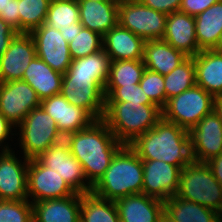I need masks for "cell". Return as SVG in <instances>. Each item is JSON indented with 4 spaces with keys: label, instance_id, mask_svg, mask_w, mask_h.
<instances>
[{
    "label": "cell",
    "instance_id": "26",
    "mask_svg": "<svg viewBox=\"0 0 222 222\" xmlns=\"http://www.w3.org/2000/svg\"><path fill=\"white\" fill-rule=\"evenodd\" d=\"M187 57L182 51L175 49L162 39L148 40L144 45L145 67L163 76L169 74Z\"/></svg>",
    "mask_w": 222,
    "mask_h": 222
},
{
    "label": "cell",
    "instance_id": "49",
    "mask_svg": "<svg viewBox=\"0 0 222 222\" xmlns=\"http://www.w3.org/2000/svg\"><path fill=\"white\" fill-rule=\"evenodd\" d=\"M159 222H173L170 218H168L165 214L161 217Z\"/></svg>",
    "mask_w": 222,
    "mask_h": 222
},
{
    "label": "cell",
    "instance_id": "4",
    "mask_svg": "<svg viewBox=\"0 0 222 222\" xmlns=\"http://www.w3.org/2000/svg\"><path fill=\"white\" fill-rule=\"evenodd\" d=\"M162 118L157 105L134 102H105L103 120L123 145L131 144L138 136L151 130Z\"/></svg>",
    "mask_w": 222,
    "mask_h": 222
},
{
    "label": "cell",
    "instance_id": "17",
    "mask_svg": "<svg viewBox=\"0 0 222 222\" xmlns=\"http://www.w3.org/2000/svg\"><path fill=\"white\" fill-rule=\"evenodd\" d=\"M36 56L34 39L29 33H17L0 57V80H22L24 71Z\"/></svg>",
    "mask_w": 222,
    "mask_h": 222
},
{
    "label": "cell",
    "instance_id": "15",
    "mask_svg": "<svg viewBox=\"0 0 222 222\" xmlns=\"http://www.w3.org/2000/svg\"><path fill=\"white\" fill-rule=\"evenodd\" d=\"M18 159L15 151L0 153V200H28L27 171L29 159Z\"/></svg>",
    "mask_w": 222,
    "mask_h": 222
},
{
    "label": "cell",
    "instance_id": "38",
    "mask_svg": "<svg viewBox=\"0 0 222 222\" xmlns=\"http://www.w3.org/2000/svg\"><path fill=\"white\" fill-rule=\"evenodd\" d=\"M139 85L153 104L161 109L165 107L166 94L163 75L146 68Z\"/></svg>",
    "mask_w": 222,
    "mask_h": 222
},
{
    "label": "cell",
    "instance_id": "46",
    "mask_svg": "<svg viewBox=\"0 0 222 222\" xmlns=\"http://www.w3.org/2000/svg\"><path fill=\"white\" fill-rule=\"evenodd\" d=\"M214 111L218 115L222 123V96L215 97L214 99Z\"/></svg>",
    "mask_w": 222,
    "mask_h": 222
},
{
    "label": "cell",
    "instance_id": "10",
    "mask_svg": "<svg viewBox=\"0 0 222 222\" xmlns=\"http://www.w3.org/2000/svg\"><path fill=\"white\" fill-rule=\"evenodd\" d=\"M36 91L24 80L2 82L0 87V113L16 128L25 116L40 107Z\"/></svg>",
    "mask_w": 222,
    "mask_h": 222
},
{
    "label": "cell",
    "instance_id": "43",
    "mask_svg": "<svg viewBox=\"0 0 222 222\" xmlns=\"http://www.w3.org/2000/svg\"><path fill=\"white\" fill-rule=\"evenodd\" d=\"M18 32L0 18V57L8 49L10 41Z\"/></svg>",
    "mask_w": 222,
    "mask_h": 222
},
{
    "label": "cell",
    "instance_id": "31",
    "mask_svg": "<svg viewBox=\"0 0 222 222\" xmlns=\"http://www.w3.org/2000/svg\"><path fill=\"white\" fill-rule=\"evenodd\" d=\"M196 85V69L193 57H187L169 74L164 76L167 100Z\"/></svg>",
    "mask_w": 222,
    "mask_h": 222
},
{
    "label": "cell",
    "instance_id": "30",
    "mask_svg": "<svg viewBox=\"0 0 222 222\" xmlns=\"http://www.w3.org/2000/svg\"><path fill=\"white\" fill-rule=\"evenodd\" d=\"M80 222H120L115 201L92 192L81 194Z\"/></svg>",
    "mask_w": 222,
    "mask_h": 222
},
{
    "label": "cell",
    "instance_id": "20",
    "mask_svg": "<svg viewBox=\"0 0 222 222\" xmlns=\"http://www.w3.org/2000/svg\"><path fill=\"white\" fill-rule=\"evenodd\" d=\"M145 40L119 23L103 36V50L110 61L143 60Z\"/></svg>",
    "mask_w": 222,
    "mask_h": 222
},
{
    "label": "cell",
    "instance_id": "25",
    "mask_svg": "<svg viewBox=\"0 0 222 222\" xmlns=\"http://www.w3.org/2000/svg\"><path fill=\"white\" fill-rule=\"evenodd\" d=\"M62 79L63 74L54 71L38 56L32 59L22 77L36 91L41 101L61 93Z\"/></svg>",
    "mask_w": 222,
    "mask_h": 222
},
{
    "label": "cell",
    "instance_id": "47",
    "mask_svg": "<svg viewBox=\"0 0 222 222\" xmlns=\"http://www.w3.org/2000/svg\"><path fill=\"white\" fill-rule=\"evenodd\" d=\"M10 3V0H0V14L5 11L6 7Z\"/></svg>",
    "mask_w": 222,
    "mask_h": 222
},
{
    "label": "cell",
    "instance_id": "27",
    "mask_svg": "<svg viewBox=\"0 0 222 222\" xmlns=\"http://www.w3.org/2000/svg\"><path fill=\"white\" fill-rule=\"evenodd\" d=\"M164 214L173 222H219L222 216L213 209L175 195L164 201Z\"/></svg>",
    "mask_w": 222,
    "mask_h": 222
},
{
    "label": "cell",
    "instance_id": "6",
    "mask_svg": "<svg viewBox=\"0 0 222 222\" xmlns=\"http://www.w3.org/2000/svg\"><path fill=\"white\" fill-rule=\"evenodd\" d=\"M19 147L23 157L35 159L50 146L61 142L64 136L59 132L55 120L40 106L32 109L18 126Z\"/></svg>",
    "mask_w": 222,
    "mask_h": 222
},
{
    "label": "cell",
    "instance_id": "2",
    "mask_svg": "<svg viewBox=\"0 0 222 222\" xmlns=\"http://www.w3.org/2000/svg\"><path fill=\"white\" fill-rule=\"evenodd\" d=\"M129 146L142 160H158L180 169L192 161L189 131L163 117Z\"/></svg>",
    "mask_w": 222,
    "mask_h": 222
},
{
    "label": "cell",
    "instance_id": "35",
    "mask_svg": "<svg viewBox=\"0 0 222 222\" xmlns=\"http://www.w3.org/2000/svg\"><path fill=\"white\" fill-rule=\"evenodd\" d=\"M103 37L90 29L82 28L68 43L72 60L86 57L103 49Z\"/></svg>",
    "mask_w": 222,
    "mask_h": 222
},
{
    "label": "cell",
    "instance_id": "18",
    "mask_svg": "<svg viewBox=\"0 0 222 222\" xmlns=\"http://www.w3.org/2000/svg\"><path fill=\"white\" fill-rule=\"evenodd\" d=\"M40 106L55 120L64 137L95 121L85 109L70 104L61 93L42 100Z\"/></svg>",
    "mask_w": 222,
    "mask_h": 222
},
{
    "label": "cell",
    "instance_id": "36",
    "mask_svg": "<svg viewBox=\"0 0 222 222\" xmlns=\"http://www.w3.org/2000/svg\"><path fill=\"white\" fill-rule=\"evenodd\" d=\"M0 222H33V207L29 200H0Z\"/></svg>",
    "mask_w": 222,
    "mask_h": 222
},
{
    "label": "cell",
    "instance_id": "3",
    "mask_svg": "<svg viewBox=\"0 0 222 222\" xmlns=\"http://www.w3.org/2000/svg\"><path fill=\"white\" fill-rule=\"evenodd\" d=\"M142 187V159L129 145H123L91 192L100 198L116 201L122 197L142 193Z\"/></svg>",
    "mask_w": 222,
    "mask_h": 222
},
{
    "label": "cell",
    "instance_id": "45",
    "mask_svg": "<svg viewBox=\"0 0 222 222\" xmlns=\"http://www.w3.org/2000/svg\"><path fill=\"white\" fill-rule=\"evenodd\" d=\"M83 28L80 22H74L71 24L68 28H60L59 31L61 32L62 37L64 40H66L68 43L73 40V37L75 35H78L80 33V30Z\"/></svg>",
    "mask_w": 222,
    "mask_h": 222
},
{
    "label": "cell",
    "instance_id": "1",
    "mask_svg": "<svg viewBox=\"0 0 222 222\" xmlns=\"http://www.w3.org/2000/svg\"><path fill=\"white\" fill-rule=\"evenodd\" d=\"M64 140L68 143L70 153L81 163L87 182L92 187L104 175L112 158L123 146L103 119L66 135Z\"/></svg>",
    "mask_w": 222,
    "mask_h": 222
},
{
    "label": "cell",
    "instance_id": "33",
    "mask_svg": "<svg viewBox=\"0 0 222 222\" xmlns=\"http://www.w3.org/2000/svg\"><path fill=\"white\" fill-rule=\"evenodd\" d=\"M51 0H18L20 33H30L45 23Z\"/></svg>",
    "mask_w": 222,
    "mask_h": 222
},
{
    "label": "cell",
    "instance_id": "11",
    "mask_svg": "<svg viewBox=\"0 0 222 222\" xmlns=\"http://www.w3.org/2000/svg\"><path fill=\"white\" fill-rule=\"evenodd\" d=\"M27 192L28 200L31 203L47 199H60L76 194L57 172L43 166L36 158L29 160Z\"/></svg>",
    "mask_w": 222,
    "mask_h": 222
},
{
    "label": "cell",
    "instance_id": "40",
    "mask_svg": "<svg viewBox=\"0 0 222 222\" xmlns=\"http://www.w3.org/2000/svg\"><path fill=\"white\" fill-rule=\"evenodd\" d=\"M142 4L166 15L179 11L182 0H139Z\"/></svg>",
    "mask_w": 222,
    "mask_h": 222
},
{
    "label": "cell",
    "instance_id": "5",
    "mask_svg": "<svg viewBox=\"0 0 222 222\" xmlns=\"http://www.w3.org/2000/svg\"><path fill=\"white\" fill-rule=\"evenodd\" d=\"M175 196L208 207L222 215V186L207 163L191 161L180 172Z\"/></svg>",
    "mask_w": 222,
    "mask_h": 222
},
{
    "label": "cell",
    "instance_id": "22",
    "mask_svg": "<svg viewBox=\"0 0 222 222\" xmlns=\"http://www.w3.org/2000/svg\"><path fill=\"white\" fill-rule=\"evenodd\" d=\"M80 23L102 37L118 24L119 4L114 1L77 0Z\"/></svg>",
    "mask_w": 222,
    "mask_h": 222
},
{
    "label": "cell",
    "instance_id": "14",
    "mask_svg": "<svg viewBox=\"0 0 222 222\" xmlns=\"http://www.w3.org/2000/svg\"><path fill=\"white\" fill-rule=\"evenodd\" d=\"M192 160L206 163L222 153V123L213 110L190 131Z\"/></svg>",
    "mask_w": 222,
    "mask_h": 222
},
{
    "label": "cell",
    "instance_id": "9",
    "mask_svg": "<svg viewBox=\"0 0 222 222\" xmlns=\"http://www.w3.org/2000/svg\"><path fill=\"white\" fill-rule=\"evenodd\" d=\"M36 159L43 166L57 172L76 193L85 194L92 191L81 163L70 153L68 143L64 139L50 146Z\"/></svg>",
    "mask_w": 222,
    "mask_h": 222
},
{
    "label": "cell",
    "instance_id": "19",
    "mask_svg": "<svg viewBox=\"0 0 222 222\" xmlns=\"http://www.w3.org/2000/svg\"><path fill=\"white\" fill-rule=\"evenodd\" d=\"M163 41L186 56L193 57L200 52L196 39L194 16L175 11L167 16Z\"/></svg>",
    "mask_w": 222,
    "mask_h": 222
},
{
    "label": "cell",
    "instance_id": "23",
    "mask_svg": "<svg viewBox=\"0 0 222 222\" xmlns=\"http://www.w3.org/2000/svg\"><path fill=\"white\" fill-rule=\"evenodd\" d=\"M33 222H80L81 194L32 203Z\"/></svg>",
    "mask_w": 222,
    "mask_h": 222
},
{
    "label": "cell",
    "instance_id": "48",
    "mask_svg": "<svg viewBox=\"0 0 222 222\" xmlns=\"http://www.w3.org/2000/svg\"><path fill=\"white\" fill-rule=\"evenodd\" d=\"M215 51L222 53V34L220 36L219 42L217 44V46L214 49Z\"/></svg>",
    "mask_w": 222,
    "mask_h": 222
},
{
    "label": "cell",
    "instance_id": "13",
    "mask_svg": "<svg viewBox=\"0 0 222 222\" xmlns=\"http://www.w3.org/2000/svg\"><path fill=\"white\" fill-rule=\"evenodd\" d=\"M61 94L70 104L85 109L95 120L103 119L104 89L94 79L63 76Z\"/></svg>",
    "mask_w": 222,
    "mask_h": 222
},
{
    "label": "cell",
    "instance_id": "29",
    "mask_svg": "<svg viewBox=\"0 0 222 222\" xmlns=\"http://www.w3.org/2000/svg\"><path fill=\"white\" fill-rule=\"evenodd\" d=\"M110 58L102 49L86 57L72 60L68 71L63 76L94 79L103 89L108 79Z\"/></svg>",
    "mask_w": 222,
    "mask_h": 222
},
{
    "label": "cell",
    "instance_id": "7",
    "mask_svg": "<svg viewBox=\"0 0 222 222\" xmlns=\"http://www.w3.org/2000/svg\"><path fill=\"white\" fill-rule=\"evenodd\" d=\"M214 97L200 86L183 91L167 100L162 117L190 131L205 115L214 110Z\"/></svg>",
    "mask_w": 222,
    "mask_h": 222
},
{
    "label": "cell",
    "instance_id": "50",
    "mask_svg": "<svg viewBox=\"0 0 222 222\" xmlns=\"http://www.w3.org/2000/svg\"><path fill=\"white\" fill-rule=\"evenodd\" d=\"M111 1H114L118 4H120V3H123V2H130V1H133V0H111Z\"/></svg>",
    "mask_w": 222,
    "mask_h": 222
},
{
    "label": "cell",
    "instance_id": "21",
    "mask_svg": "<svg viewBox=\"0 0 222 222\" xmlns=\"http://www.w3.org/2000/svg\"><path fill=\"white\" fill-rule=\"evenodd\" d=\"M120 222H159L164 215V201L144 193L115 201Z\"/></svg>",
    "mask_w": 222,
    "mask_h": 222
},
{
    "label": "cell",
    "instance_id": "51",
    "mask_svg": "<svg viewBox=\"0 0 222 222\" xmlns=\"http://www.w3.org/2000/svg\"><path fill=\"white\" fill-rule=\"evenodd\" d=\"M88 1H96V2H100V1H109V0H88Z\"/></svg>",
    "mask_w": 222,
    "mask_h": 222
},
{
    "label": "cell",
    "instance_id": "24",
    "mask_svg": "<svg viewBox=\"0 0 222 222\" xmlns=\"http://www.w3.org/2000/svg\"><path fill=\"white\" fill-rule=\"evenodd\" d=\"M196 69V85L214 98L222 96V53L202 50L193 56Z\"/></svg>",
    "mask_w": 222,
    "mask_h": 222
},
{
    "label": "cell",
    "instance_id": "44",
    "mask_svg": "<svg viewBox=\"0 0 222 222\" xmlns=\"http://www.w3.org/2000/svg\"><path fill=\"white\" fill-rule=\"evenodd\" d=\"M213 172L214 178L222 186V153L206 162Z\"/></svg>",
    "mask_w": 222,
    "mask_h": 222
},
{
    "label": "cell",
    "instance_id": "16",
    "mask_svg": "<svg viewBox=\"0 0 222 222\" xmlns=\"http://www.w3.org/2000/svg\"><path fill=\"white\" fill-rule=\"evenodd\" d=\"M142 193L159 200H168L178 190L181 169L158 160H142Z\"/></svg>",
    "mask_w": 222,
    "mask_h": 222
},
{
    "label": "cell",
    "instance_id": "39",
    "mask_svg": "<svg viewBox=\"0 0 222 222\" xmlns=\"http://www.w3.org/2000/svg\"><path fill=\"white\" fill-rule=\"evenodd\" d=\"M220 0H182L179 11L196 16Z\"/></svg>",
    "mask_w": 222,
    "mask_h": 222
},
{
    "label": "cell",
    "instance_id": "12",
    "mask_svg": "<svg viewBox=\"0 0 222 222\" xmlns=\"http://www.w3.org/2000/svg\"><path fill=\"white\" fill-rule=\"evenodd\" d=\"M34 39L36 56L47 63L54 71L65 74L72 62L69 45L54 27L43 23L29 33Z\"/></svg>",
    "mask_w": 222,
    "mask_h": 222
},
{
    "label": "cell",
    "instance_id": "34",
    "mask_svg": "<svg viewBox=\"0 0 222 222\" xmlns=\"http://www.w3.org/2000/svg\"><path fill=\"white\" fill-rule=\"evenodd\" d=\"M74 22H80L77 0H51L45 23L55 29L68 28Z\"/></svg>",
    "mask_w": 222,
    "mask_h": 222
},
{
    "label": "cell",
    "instance_id": "28",
    "mask_svg": "<svg viewBox=\"0 0 222 222\" xmlns=\"http://www.w3.org/2000/svg\"><path fill=\"white\" fill-rule=\"evenodd\" d=\"M195 28L199 50H213L222 34V0L196 15Z\"/></svg>",
    "mask_w": 222,
    "mask_h": 222
},
{
    "label": "cell",
    "instance_id": "42",
    "mask_svg": "<svg viewBox=\"0 0 222 222\" xmlns=\"http://www.w3.org/2000/svg\"><path fill=\"white\" fill-rule=\"evenodd\" d=\"M13 129L15 130L16 128L13 127L7 121V119L0 113V148L2 151L13 150L11 149V145H9L8 142H6L9 139L11 140V138H13L11 137L12 135L15 136L14 135L15 133H12V132H16V131H13Z\"/></svg>",
    "mask_w": 222,
    "mask_h": 222
},
{
    "label": "cell",
    "instance_id": "37",
    "mask_svg": "<svg viewBox=\"0 0 222 222\" xmlns=\"http://www.w3.org/2000/svg\"><path fill=\"white\" fill-rule=\"evenodd\" d=\"M105 102H134L148 105L153 104L148 96L143 92L139 84L132 86H105Z\"/></svg>",
    "mask_w": 222,
    "mask_h": 222
},
{
    "label": "cell",
    "instance_id": "32",
    "mask_svg": "<svg viewBox=\"0 0 222 222\" xmlns=\"http://www.w3.org/2000/svg\"><path fill=\"white\" fill-rule=\"evenodd\" d=\"M146 67L143 60L111 61L105 86H132L139 84Z\"/></svg>",
    "mask_w": 222,
    "mask_h": 222
},
{
    "label": "cell",
    "instance_id": "41",
    "mask_svg": "<svg viewBox=\"0 0 222 222\" xmlns=\"http://www.w3.org/2000/svg\"><path fill=\"white\" fill-rule=\"evenodd\" d=\"M0 18L12 26L20 33V17L18 12V0H10L5 11L0 14Z\"/></svg>",
    "mask_w": 222,
    "mask_h": 222
},
{
    "label": "cell",
    "instance_id": "8",
    "mask_svg": "<svg viewBox=\"0 0 222 222\" xmlns=\"http://www.w3.org/2000/svg\"><path fill=\"white\" fill-rule=\"evenodd\" d=\"M167 16L133 0L119 4L118 23L145 41L159 40L164 37Z\"/></svg>",
    "mask_w": 222,
    "mask_h": 222
}]
</instances>
